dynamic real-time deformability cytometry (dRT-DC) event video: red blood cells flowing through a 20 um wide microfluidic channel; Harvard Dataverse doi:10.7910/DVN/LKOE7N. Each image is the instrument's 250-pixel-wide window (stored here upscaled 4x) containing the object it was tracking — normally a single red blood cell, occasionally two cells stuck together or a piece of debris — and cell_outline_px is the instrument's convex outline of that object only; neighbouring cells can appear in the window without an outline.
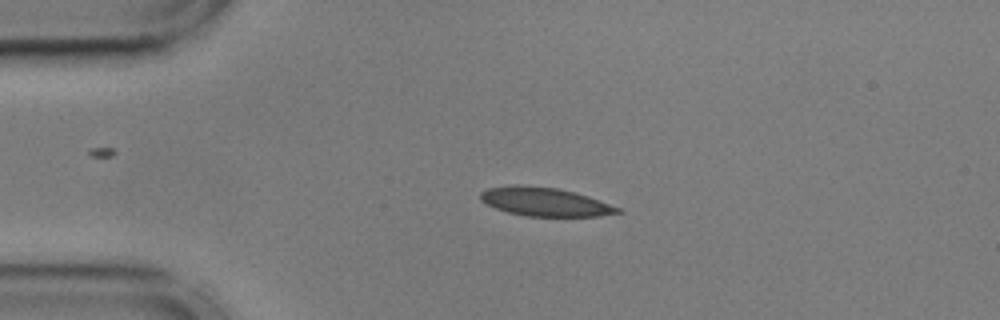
{"species": "common noctule bat (a hibernating species)", "species_latin": "Nyctalus noctula", "temperature_condition": "cold", "stored_images_in_passage": 44, "camera_frame_rate_fps": 3000, "um_per_image_px": 0.085, "animal": {"sex": "male", "body_mass_g": 17.9, "forearm_length_mm": 54.2}, "frame": {"image": 1, "passage_image": 1, "time_ms": 0.0, "image_size_px": [1000, 320], "cell_outline_px": [[624, 212], [600, 216], [524, 216], [508, 212], [496, 208], [480, 200], [480, 192], [488, 188], [516, 184], [556, 188], [576, 192], [588, 196], [620, 208]], "centroid_in_image_um": [46.32, 17.15], "position_along_channel_um": 38.7, "area_um2": 22.83}}
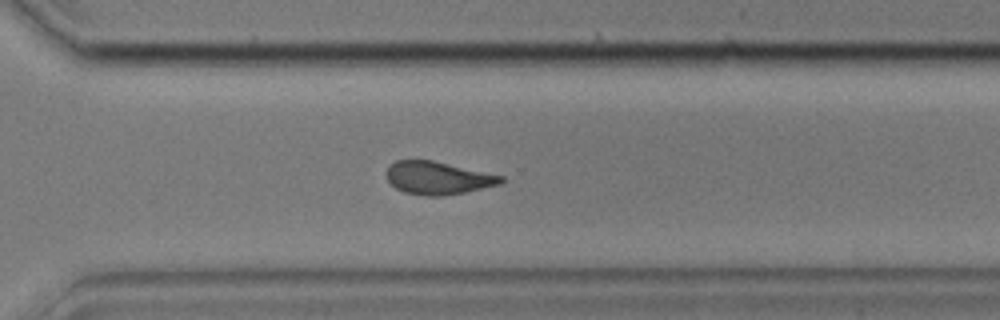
{"frame": {"image": 2, "passage_image": 28, "time_ms": 9.0, "image_size_px": [1000, 320], "cell_outline_px": [[504, 180], [500, 184], [464, 192], [444, 196], [424, 196], [404, 192], [396, 188], [388, 180], [384, 172], [396, 160], [432, 160], [504, 176]], "centroid_in_image_um": [37.2, 15.13], "position_along_channel_um": 333.4, "area_um2": 21.85}}
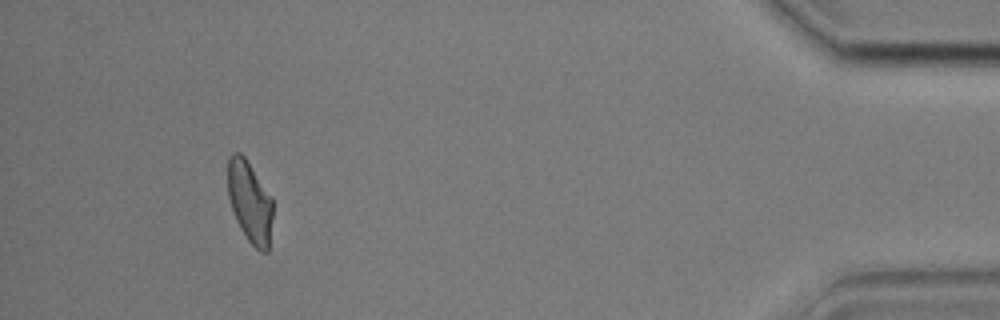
{"frame": {"image": 3, "passage_image": 40, "time_ms": 13.0, "image_size_px": [1000, 320], "cell_outline_px": [[272, 216], [268, 252], [260, 252], [248, 240], [240, 228], [236, 220], [228, 196], [228, 156], [232, 152], [240, 152], [244, 156], [272, 200]], "centroid_in_image_um": [21.21, 17.17], "position_along_channel_um": 414.0, "area_um2": 20.98}, "authors_computed_cell_mechanics": {"area_um2": 22.5709, "velocity_mm_per_s": 3.593, "shape_relaxation_time_tau1_ms": 7.4316, "shape_relaxation_time_tau2_ms": 2.6473, "deformation_change_tau1": 0.1604, "deformation_change_tau2": 0.083}}